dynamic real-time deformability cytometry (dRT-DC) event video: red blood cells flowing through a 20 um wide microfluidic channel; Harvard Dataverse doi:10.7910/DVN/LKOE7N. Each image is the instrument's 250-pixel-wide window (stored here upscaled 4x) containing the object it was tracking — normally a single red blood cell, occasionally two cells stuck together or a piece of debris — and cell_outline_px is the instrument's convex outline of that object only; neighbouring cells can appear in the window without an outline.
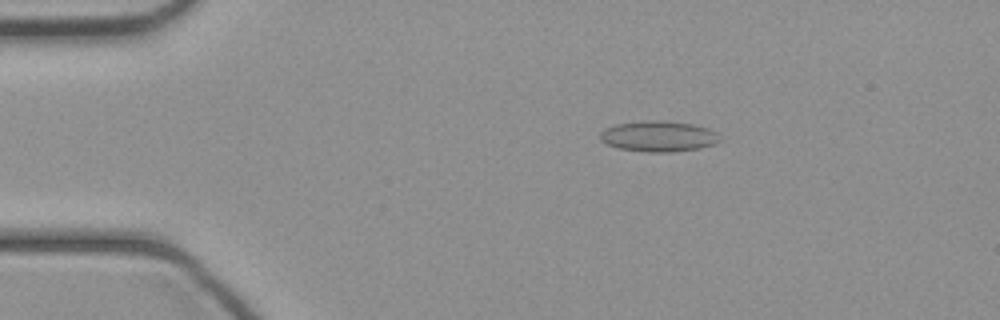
{"species": "common noctule bat (a hibernating species)", "species_latin": "Nyctalus noctula", "temperature_condition": "cold", "stored_images_in_passage": 44, "camera_frame_rate_fps": 3000, "um_per_image_px": 0.085, "animal": {"sex": "female", "body_mass_g": 21.9}, "frame": {"image": 1, "passage_image": 8, "time_ms": 2.333, "image_size_px": [1000, 320], "cell_outline_px": [[720, 140], [716, 144], [700, 148], [672, 152], [648, 152], [620, 148], [608, 144], [600, 140], [600, 132], [604, 128], [616, 124], [648, 120], [660, 120], [692, 124], [708, 128], [716, 132]], "centroid_in_image_um": [55.98, 11.58], "position_along_channel_um": 29.0, "area_um2": 21.39}}
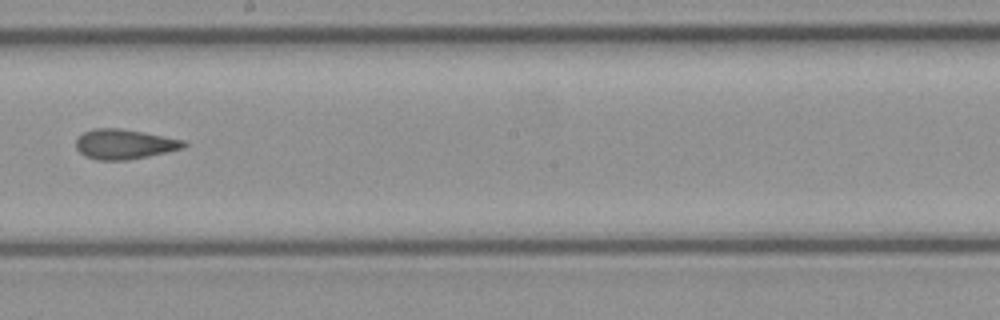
{"frame": {"image": 2, "passage_image": 25, "time_ms": 8.0, "image_size_px": [1000, 320], "cell_outline_px": [[188, 144], [184, 148], [168, 152], [128, 160], [96, 160], [84, 156], [76, 148], [76, 140], [84, 132], [96, 128], [120, 128], [144, 132], [184, 140]], "centroid_in_image_um": [10.59, 12.26], "position_along_channel_um": 237.6, "area_um2": 18.84}}
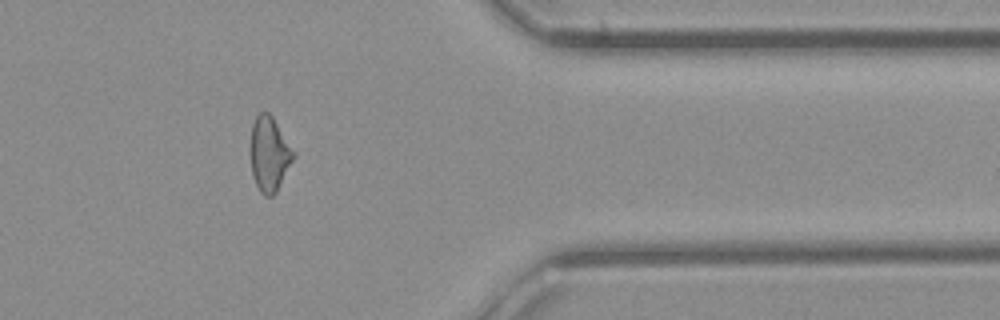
{"frame": {"image": 3, "passage_image": 36, "time_ms": 11.667, "image_size_px": [1000, 320], "cell_outline_px": [[296, 156], [276, 192], [272, 196], [264, 196], [260, 192], [252, 176], [248, 152], [252, 124], [256, 116], [260, 112], [268, 112], [272, 116], [296, 152]], "centroid_in_image_um": [22.87, 13.09], "position_along_channel_um": 388.5, "area_um2": 19.31}}